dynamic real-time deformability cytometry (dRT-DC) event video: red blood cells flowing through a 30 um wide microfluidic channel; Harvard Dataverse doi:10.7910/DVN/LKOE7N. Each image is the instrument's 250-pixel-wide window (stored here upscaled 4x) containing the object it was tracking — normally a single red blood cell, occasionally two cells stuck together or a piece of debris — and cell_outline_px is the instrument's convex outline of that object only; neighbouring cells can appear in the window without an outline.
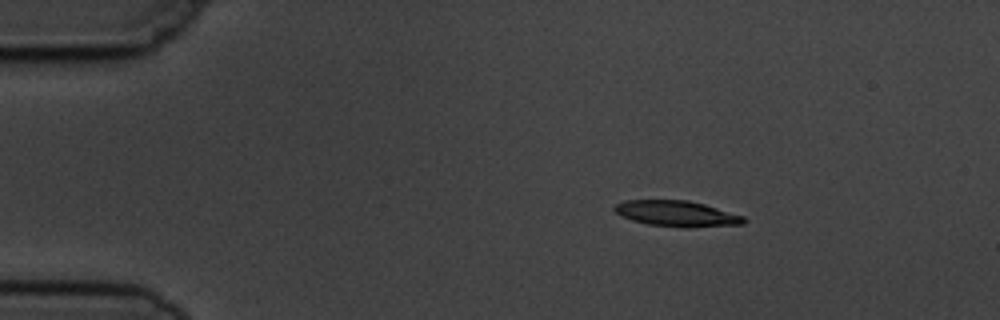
{"species": "common noctule bat (a hibernating species)", "species_latin": "Nyctalus noctula", "temperature_condition": "cold", "stored_images_in_passage": 2, "camera_frame_rate_fps": 3000, "um_per_image_px": 0.085, "animal": {"sex": "male", "body_mass_g": 19.5, "forearm_length_mm": 54.6}, "frame": {"image": 1, "passage_image": 1, "time_ms": 0.0, "image_size_px": [1000, 320], "cell_outline_px": [[748, 220], [744, 224], [692, 228], [684, 228], [648, 224], [632, 220], [620, 216], [612, 208], [616, 204], [624, 200], [688, 200], [704, 204], [744, 216]], "centroid_in_image_um": [57.54, 18.17], "position_along_channel_um": 27.5, "area_um2": 19.65}}